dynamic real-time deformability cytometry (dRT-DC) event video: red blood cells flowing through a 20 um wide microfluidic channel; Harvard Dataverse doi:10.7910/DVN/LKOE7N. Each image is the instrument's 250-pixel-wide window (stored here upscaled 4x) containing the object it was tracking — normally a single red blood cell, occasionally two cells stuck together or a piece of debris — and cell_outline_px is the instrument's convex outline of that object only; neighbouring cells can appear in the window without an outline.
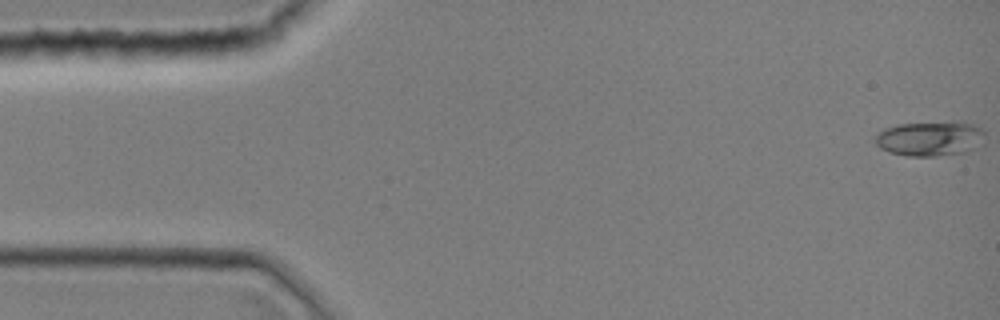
{"species": "common noctule bat (a hibernating species)", "species_latin": "Nyctalus noctula", "temperature_condition": "room temperature", "stored_images_in_passage": 41, "camera_frame_rate_fps": 3000, "um_per_image_px": 0.085, "animal": {"sex": "female", "body_mass_g": 19.0, "forearm_length_mm": 51.5}, "frame": {"image": 1, "passage_image": 1, "time_ms": 0.0, "image_size_px": [1000, 320], "cell_outline_px": [[984, 144], [960, 152], [940, 156], [908, 156], [888, 152], [880, 148], [876, 144], [876, 136], [884, 128], [900, 124], [956, 120], [964, 120], [980, 128], [984, 132]], "centroid_in_image_um": [79.08, 11.75], "position_along_channel_um": 5.9, "area_um2": 22.54}}
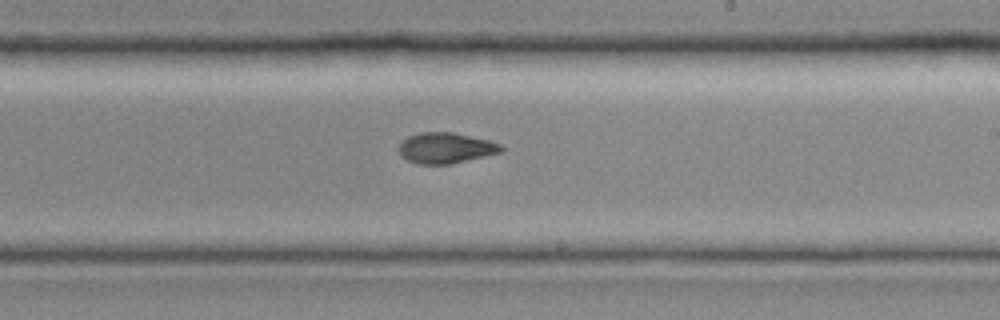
{"frame": {"image": 2, "passage_image": 26, "time_ms": 8.333, "image_size_px": [1000, 320], "cell_outline_px": [[504, 152], [448, 164], [420, 164], [408, 160], [400, 156], [400, 144], [408, 136], [420, 132], [452, 132], [488, 140], [500, 144], [504, 148]], "centroid_in_image_um": [37.91, 12.57], "position_along_channel_um": 251.1, "area_um2": 18.15}}
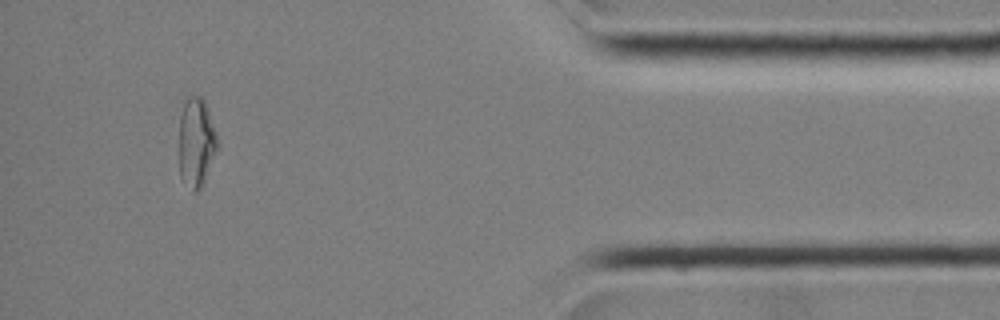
{"frame": {"image": 3, "passage_image": 40, "time_ms": 13.0, "image_size_px": [1000, 320], "cell_outline_px": [[216, 148], [204, 180], [200, 188], [196, 192], [192, 192], [180, 176], [180, 100], [184, 96], [200, 96], [204, 100], [208, 108], [216, 132]], "centroid_in_image_um": [16.64, 11.99], "position_along_channel_um": 418.6, "area_um2": 19.83}}